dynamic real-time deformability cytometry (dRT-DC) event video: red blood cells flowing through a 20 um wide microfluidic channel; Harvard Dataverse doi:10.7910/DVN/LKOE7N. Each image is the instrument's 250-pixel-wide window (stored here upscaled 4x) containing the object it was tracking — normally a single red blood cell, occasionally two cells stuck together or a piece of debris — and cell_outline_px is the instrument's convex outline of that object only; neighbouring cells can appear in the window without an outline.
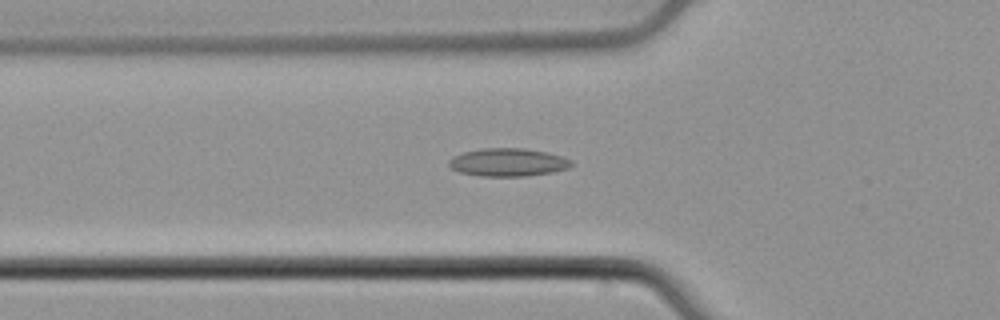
{"species": "common noctule bat (a hibernating species)", "species_latin": "Nyctalus noctula", "temperature_condition": "cold", "stored_images_in_passage": 43, "camera_frame_rate_fps": 3000, "um_per_image_px": 0.085, "animal": {"sex": "male", "body_mass_g": 21.5, "forearm_length_mm": 52.0}, "frame": {"image": 1, "passage_image": 9, "time_ms": 2.667, "image_size_px": [1000, 320], "cell_outline_px": [[572, 164], [568, 168], [552, 172], [528, 176], [480, 176], [460, 172], [452, 168], [448, 164], [448, 160], [452, 156], [464, 152], [484, 148], [524, 148], [548, 152], [572, 160]], "centroid_in_image_um": [43.17, 13.79], "position_along_channel_um": 82.6, "area_um2": 20.0}}
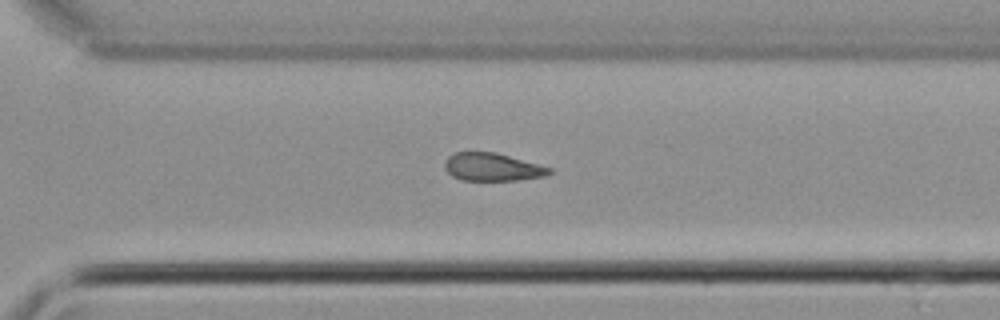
{"frame": {"image": 2, "passage_image": 28, "time_ms": 9.0, "image_size_px": [1000, 320], "cell_outline_px": [[552, 172], [544, 176], [516, 180], [460, 180], [452, 176], [444, 168], [444, 164], [448, 156], [456, 152], [496, 152], [552, 168]], "centroid_in_image_um": [41.82, 14.19], "position_along_channel_um": 328.8, "area_um2": 16.94}}
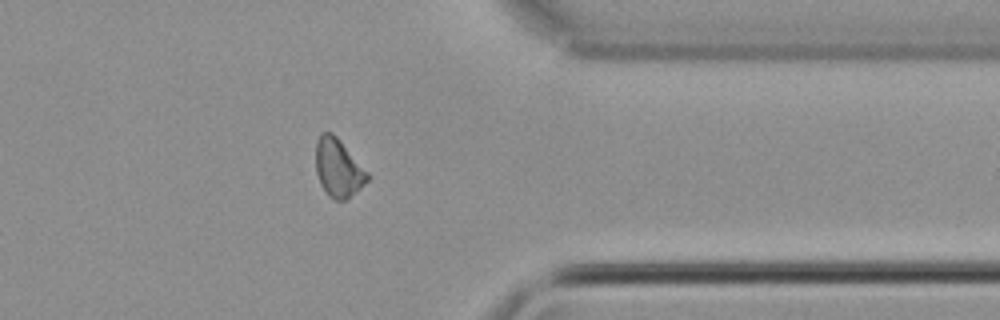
{"frame": {"image": 3, "passage_image": 33, "time_ms": 10.667, "image_size_px": [1000, 320], "cell_outline_px": [[372, 176], [360, 188], [344, 200], [332, 200], [328, 196], [320, 184], [316, 172], [316, 140], [320, 132], [332, 132], [340, 140]], "centroid_in_image_um": [28.74, 14.27], "position_along_channel_um": 382.7, "area_um2": 17.63}, "authors_computed_cell_mechanics": {"area_um2": 17.6868, "velocity_mm_per_s": 3.8791, "shape_relaxation_time_tau1_ms": 6.7166, "shape_relaxation_time_tau2_ms": 7.2045, "deformation_change_tau1": 0.0971, "deformation_change_tau2": 0.1581}}